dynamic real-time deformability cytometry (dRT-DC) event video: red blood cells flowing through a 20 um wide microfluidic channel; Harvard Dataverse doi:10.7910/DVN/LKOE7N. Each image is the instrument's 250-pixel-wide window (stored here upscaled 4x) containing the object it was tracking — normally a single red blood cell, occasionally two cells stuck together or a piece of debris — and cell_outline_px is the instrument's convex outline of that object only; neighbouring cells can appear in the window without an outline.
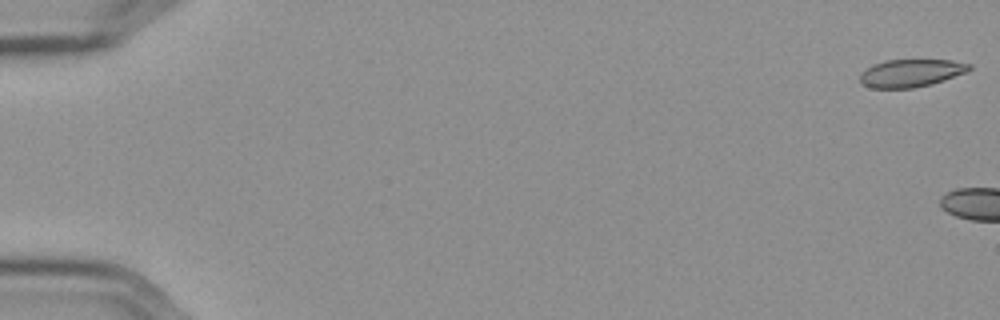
{"species": "Egyptian fruit bat (a non-hibernating species)", "species_latin": "Rousettus aegyptiacus", "temperature_condition": "cold", "stored_images_in_passage": 5, "camera_frame_rate_fps": 3000, "um_per_image_px": 0.085, "frame": {"image": 1, "passage_image": 1, "time_ms": 0.0, "image_size_px": [1000, 320], "cell_outline_px": [[972, 68], [968, 72], [932, 84], [912, 88], [872, 88], [864, 84], [860, 80], [860, 72], [872, 64], [884, 60], [952, 60], [972, 64]], "centroid_in_image_um": [77.45, 6.2], "position_along_channel_um": 7.5, "area_um2": 17.8}}